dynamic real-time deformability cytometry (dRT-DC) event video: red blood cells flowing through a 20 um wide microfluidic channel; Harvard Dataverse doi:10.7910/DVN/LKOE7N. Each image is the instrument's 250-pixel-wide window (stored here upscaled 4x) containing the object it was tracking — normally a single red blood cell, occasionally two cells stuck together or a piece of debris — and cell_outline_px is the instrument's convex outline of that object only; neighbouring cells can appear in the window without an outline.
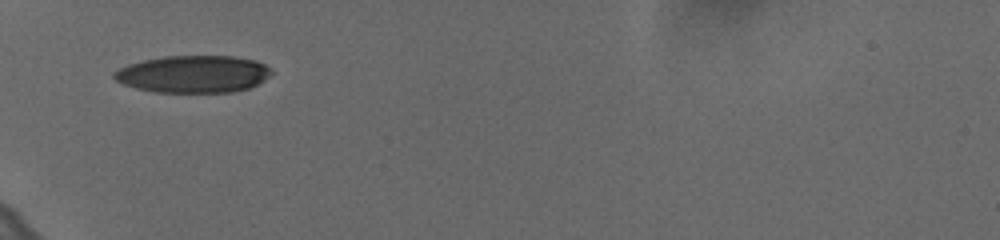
{"species": "human", "species_latin": "Homo sapiens", "temperature_condition": "cold", "stored_images_in_passage": 33, "camera_frame_rate_fps": 3000, "um_per_image_px": 0.085, "donor": {"sex": "female"}, "frame": {"image": 1, "passage_image": 1, "time_ms": 0.0, "image_size_px": [1000, 240], "cell_outline_px": [[272, 72], [264, 80], [248, 88], [232, 92], [152, 92], [136, 88], [124, 84], [116, 80], [112, 76], [112, 72], [128, 64], [140, 60], [164, 56], [236, 56], [256, 60], [264, 64]], "centroid_in_image_um": [16.39, 6.29], "position_along_channel_um": 68.6, "area_um2": 34.22}}
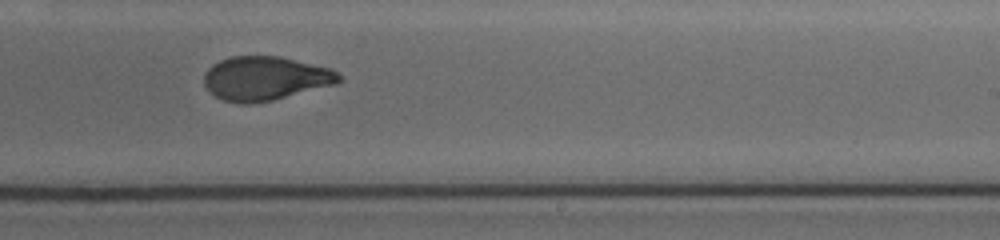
{"frame": {"image": 2, "passage_image": 18, "time_ms": 5.667, "image_size_px": [1000, 240], "cell_outline_px": [[340, 80], [336, 84], [272, 100], [248, 104], [244, 104], [224, 100], [208, 92], [204, 84], [204, 76], [208, 68], [212, 64], [220, 60], [232, 56], [280, 56], [332, 68], [340, 76]], "centroid_in_image_um": [22.53, 6.65], "position_along_channel_um": 266.5, "area_um2": 34.51}}
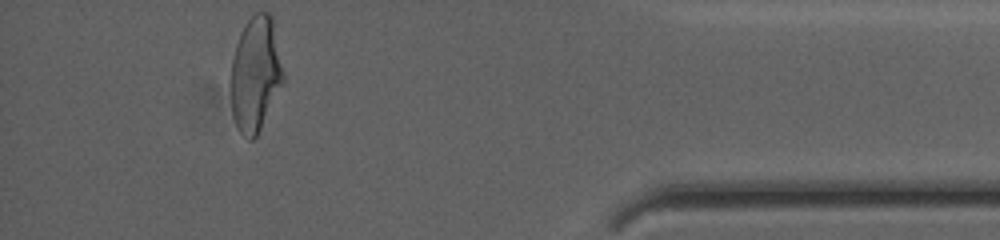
{"frame": {"image": 3, "passage_image": 33, "time_ms": 10.667, "image_size_px": [1000, 240], "cell_outline_px": [[284, 80], [256, 136], [252, 140], [248, 140], [240, 132], [232, 116], [232, 60], [236, 44], [248, 20], [256, 12], [268, 12], [272, 16], [284, 72]], "centroid_in_image_um": [21.73, 6.28], "position_along_channel_um": 413.5, "area_um2": 34.45}, "authors_computed_cell_mechanics": {"area_um2": 35.258, "velocity_mm_per_s": 3.6453, "shape_relaxation_time_tau1_ms": 5.5379, "shape_relaxation_time_tau2_ms": 1.2938, "deformation_change_tau1": 0.2044, "deformation_change_tau2": 0.0684}}